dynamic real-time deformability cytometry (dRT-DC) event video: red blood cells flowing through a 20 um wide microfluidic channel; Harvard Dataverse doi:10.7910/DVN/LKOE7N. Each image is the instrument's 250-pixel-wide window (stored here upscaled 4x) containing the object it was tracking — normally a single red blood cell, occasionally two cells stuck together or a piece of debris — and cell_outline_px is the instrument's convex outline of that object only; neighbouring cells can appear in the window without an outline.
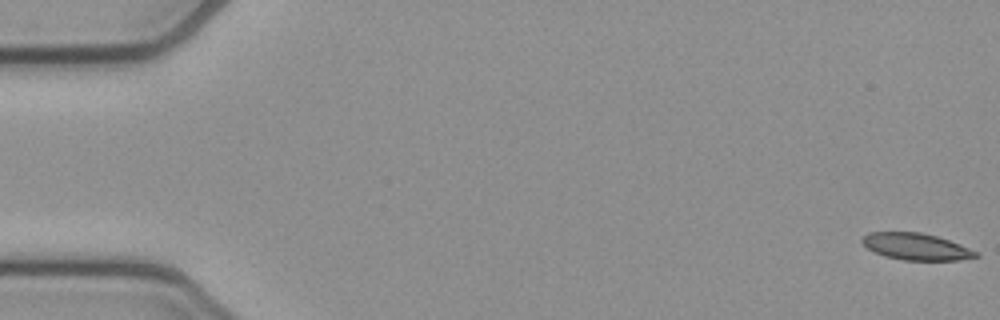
{"species": "common noctule bat (a hibernating species)", "species_latin": "Nyctalus noctula", "temperature_condition": "cold", "stored_images_in_passage": 54, "camera_frame_rate_fps": 3000, "um_per_image_px": 0.085, "animal": {"sex": "female", "body_mass_g": 21.9}, "frame": {"image": 1, "passage_image": 1, "time_ms": 0.0, "image_size_px": [1000, 320], "cell_outline_px": [[980, 256], [960, 260], [904, 260], [884, 256], [868, 248], [860, 240], [868, 232], [920, 232], [936, 236], [960, 244], [976, 252]], "centroid_in_image_um": [77.86, 20.96], "position_along_channel_um": 7.1, "area_um2": 17.51}}
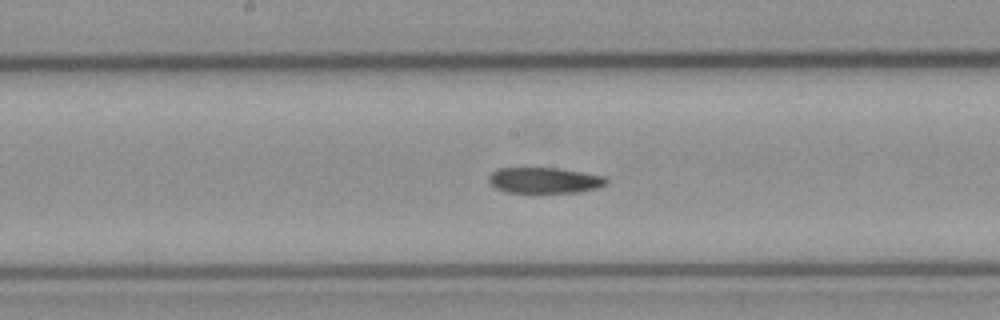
{"frame": {"image": 2, "passage_image": 28, "time_ms": 9.0, "image_size_px": [1000, 320], "cell_outline_px": [[608, 184], [596, 188], [576, 192], [508, 192], [496, 188], [488, 180], [488, 176], [496, 168], [560, 168], [604, 176], [608, 180]], "centroid_in_image_um": [46.28, 15.31], "position_along_channel_um": 201.9, "area_um2": 17.57}}
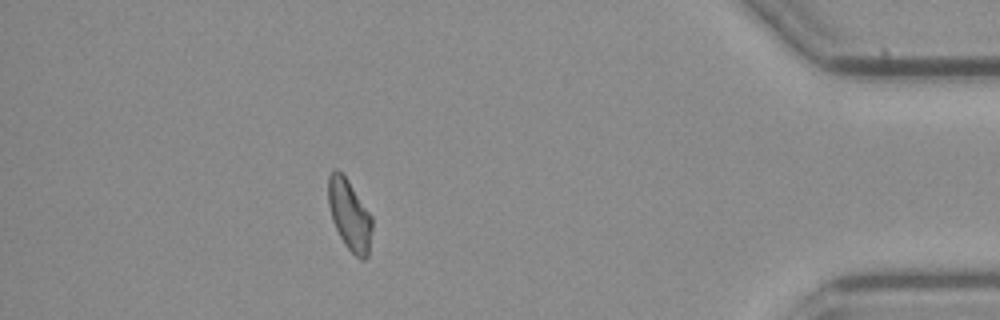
{"frame": {"image": 3, "passage_image": 48, "time_ms": 15.667, "image_size_px": [1000, 320], "cell_outline_px": [[372, 228], [368, 256], [364, 260], [360, 260], [344, 244], [332, 220], [328, 204], [328, 176], [336, 168], [348, 180], [372, 216]], "centroid_in_image_um": [29.71, 18.28], "position_along_channel_um": 405.5, "area_um2": 17.98}, "authors_computed_cell_mechanics": {"area_um2": 18.6405, "velocity_mm_per_s": 3.8085, "shape_relaxation_time_tau1_ms": null, "shape_relaxation_time_tau2_ms": 10.7769, "deformation_change_tau1": null, "deformation_change_tau2": 0.207}}